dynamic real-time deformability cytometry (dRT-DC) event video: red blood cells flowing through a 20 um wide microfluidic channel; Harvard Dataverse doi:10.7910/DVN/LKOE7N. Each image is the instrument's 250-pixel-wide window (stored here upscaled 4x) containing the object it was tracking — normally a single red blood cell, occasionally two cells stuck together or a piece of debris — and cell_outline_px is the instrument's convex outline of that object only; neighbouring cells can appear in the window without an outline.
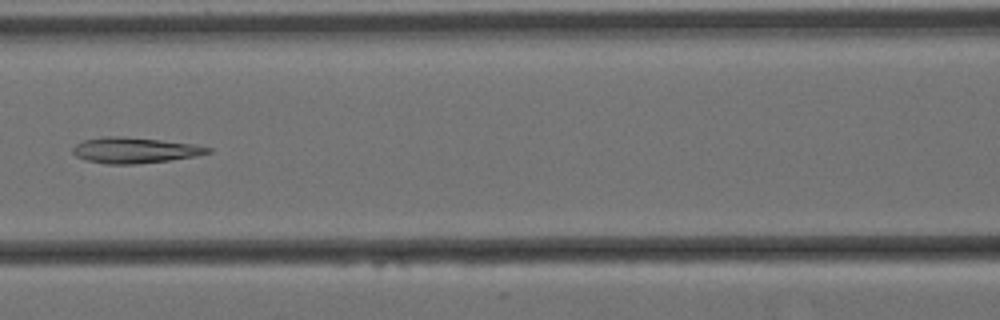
{"species": "Egyptian fruit bat (a non-hibernating species)", "species_latin": "Rousettus aegyptiacus", "temperature_condition": "cold", "stored_images_in_passage": 9, "camera_frame_rate_fps": 3000, "um_per_image_px": 0.085, "animal": {"sex": "female"}, "frame": {"image": 1, "passage_image": 6, "time_ms": 1.667, "image_size_px": [1000, 320], "cell_outline_px": [[212, 152], [196, 156], [168, 160], [136, 164], [104, 164], [84, 160], [76, 156], [72, 152], [72, 148], [76, 144], [84, 140], [104, 136], [120, 136], [160, 140], [196, 144], [212, 148]], "centroid_in_image_um": [11.44, 12.77], "position_along_channel_um": 155.2, "area_um2": 20.35}}
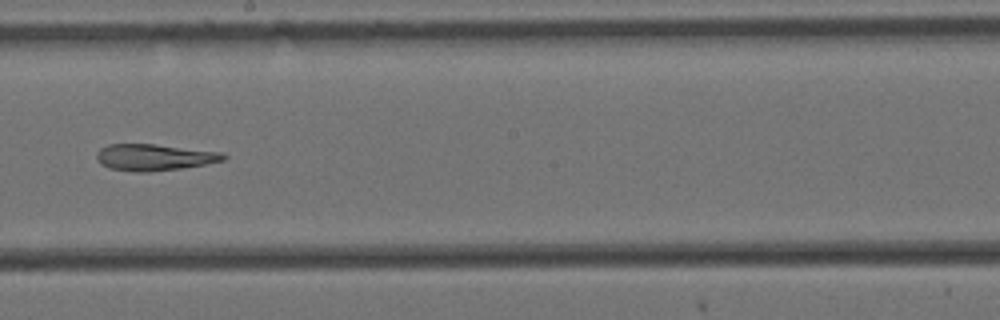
{"frame": {"image": 2, "passage_image": 8, "time_ms": 2.333, "image_size_px": [1000, 320], "cell_outline_px": [[228, 156], [224, 160], [204, 164], [180, 168], [148, 172], [136, 172], [108, 168], [100, 164], [96, 160], [96, 152], [100, 148], [108, 144], [156, 144], [224, 152]], "centroid_in_image_um": [13.09, 13.36], "position_along_channel_um": 235.1, "area_um2": 19.77}}
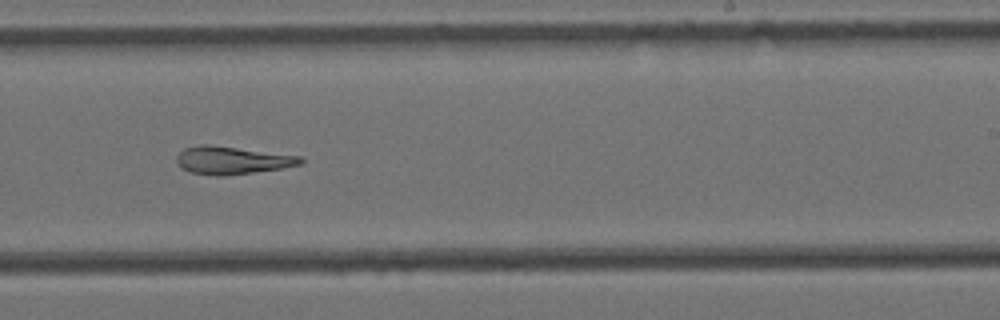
{"frame": {"image": 3, "passage_image": 9, "time_ms": 2.667, "image_size_px": [1000, 320], "cell_outline_px": [[304, 160], [300, 164], [280, 168], [224, 176], [216, 176], [188, 172], [180, 168], [176, 164], [176, 156], [184, 148], [196, 144], [208, 144], [300, 156]], "centroid_in_image_um": [19.62, 13.62], "position_along_channel_um": 269.4, "area_um2": 20.06}}